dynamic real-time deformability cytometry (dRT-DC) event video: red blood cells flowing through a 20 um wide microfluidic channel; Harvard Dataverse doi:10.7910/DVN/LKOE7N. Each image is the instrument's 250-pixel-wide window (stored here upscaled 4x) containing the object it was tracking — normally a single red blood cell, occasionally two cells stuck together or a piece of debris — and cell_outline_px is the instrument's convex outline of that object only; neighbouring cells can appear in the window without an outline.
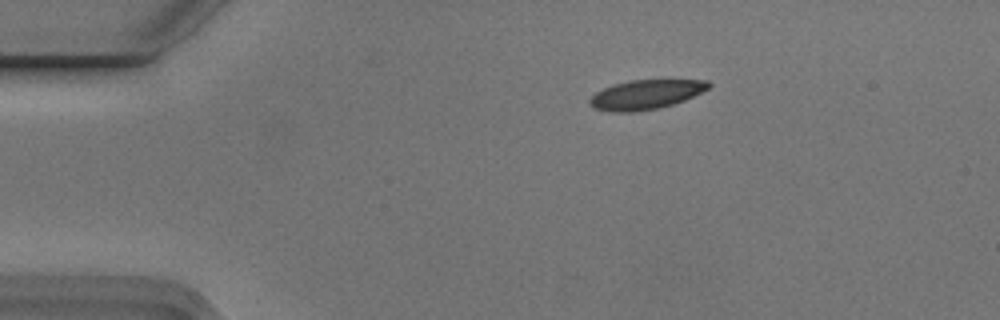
{"species": "Egyptian fruit bat (a non-hibernating species)", "species_latin": "Rousettus aegyptiacus", "temperature_condition": "cold", "stored_images_in_passage": 5, "camera_frame_rate_fps": 3000, "um_per_image_px": 0.085, "animal": {"sex": "male"}, "frame": {"image": 1, "passage_image": 2, "time_ms": 0.333, "image_size_px": [1000, 320], "cell_outline_px": [[712, 84], [708, 88], [684, 100], [672, 104], [656, 108], [632, 112], [612, 112], [592, 108], [588, 104], [588, 100], [596, 92], [612, 84], [628, 80], [708, 80]], "centroid_in_image_um": [54.83, 8.03], "position_along_channel_um": 30.2, "area_um2": 20.29}}
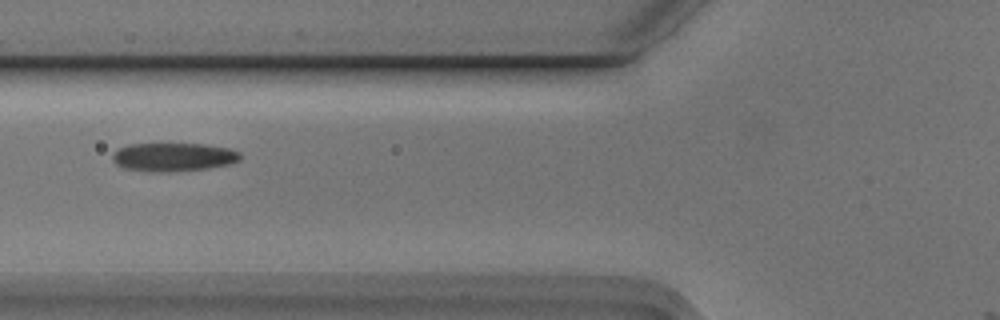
{"frame": {"image": 2, "passage_image": 5, "time_ms": 1.333, "image_size_px": [1000, 320], "cell_outline_px": [[240, 160], [232, 164], [208, 168], [168, 172], [160, 172], [124, 168], [116, 164], [112, 160], [112, 156], [120, 148], [128, 144], [208, 144], [232, 148], [240, 152]], "centroid_in_image_um": [14.81, 13.34], "position_along_channel_um": 111.0, "area_um2": 21.27}}